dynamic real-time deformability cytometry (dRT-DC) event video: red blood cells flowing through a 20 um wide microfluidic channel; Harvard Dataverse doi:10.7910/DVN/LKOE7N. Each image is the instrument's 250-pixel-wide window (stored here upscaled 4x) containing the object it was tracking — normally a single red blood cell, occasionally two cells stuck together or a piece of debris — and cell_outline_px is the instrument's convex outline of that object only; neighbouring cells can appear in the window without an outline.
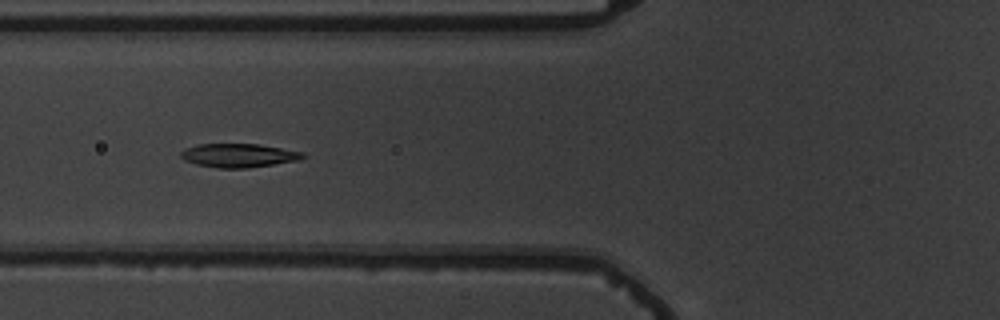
{"species": "common noctule bat (a hibernating species)", "species_latin": "Nyctalus noctula", "temperature_condition": "warm", "stored_images_in_passage": 7, "camera_frame_rate_fps": 3000, "um_per_image_px": 0.085, "animal": {"sex": "male", "body_mass_g": 19.5, "forearm_length_mm": 54.6}, "frame": {"image": 1, "passage_image": 3, "time_ms": 2.333, "image_size_px": [1000, 320], "cell_outline_px": [[308, 156], [300, 160], [248, 168], [216, 168], [196, 164], [184, 160], [180, 156], [180, 152], [184, 148], [196, 144], [260, 144], [304, 152]], "centroid_in_image_um": [20.29, 13.21], "position_along_channel_um": 105.5, "area_um2": 17.11}}
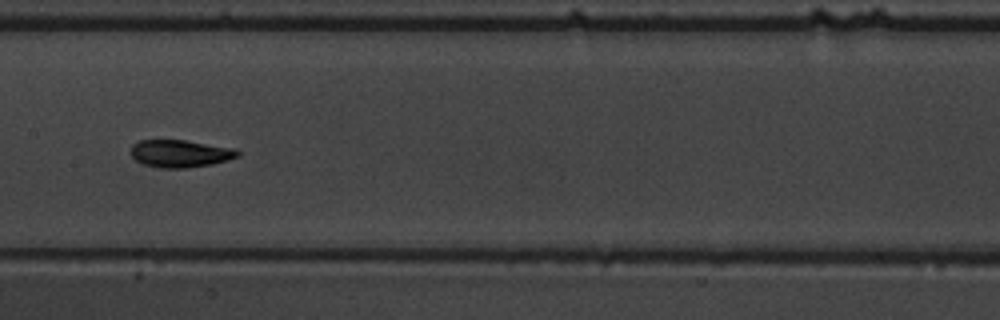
{"frame": {"image": 2, "passage_image": 5, "time_ms": 4.667, "image_size_px": [1000, 320], "cell_outline_px": [[240, 156], [228, 160], [212, 164], [184, 168], [160, 168], [144, 164], [136, 160], [132, 156], [132, 144], [140, 140], [184, 140], [236, 148], [240, 152]], "centroid_in_image_um": [15.36, 13.05], "position_along_channel_um": 192.0, "area_um2": 17.11}}
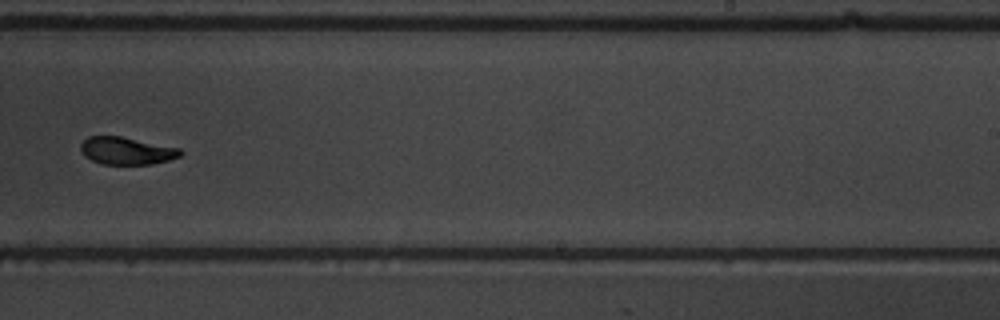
{"frame": {"image": 3, "passage_image": 7, "time_ms": 7.0, "image_size_px": [1000, 320], "cell_outline_px": [[184, 152], [180, 156], [168, 160], [152, 164], [104, 164], [92, 160], [84, 156], [80, 148], [80, 144], [88, 136], [120, 136], [180, 148]], "centroid_in_image_um": [10.76, 12.81], "position_along_channel_um": 278.2, "area_um2": 15.9}}